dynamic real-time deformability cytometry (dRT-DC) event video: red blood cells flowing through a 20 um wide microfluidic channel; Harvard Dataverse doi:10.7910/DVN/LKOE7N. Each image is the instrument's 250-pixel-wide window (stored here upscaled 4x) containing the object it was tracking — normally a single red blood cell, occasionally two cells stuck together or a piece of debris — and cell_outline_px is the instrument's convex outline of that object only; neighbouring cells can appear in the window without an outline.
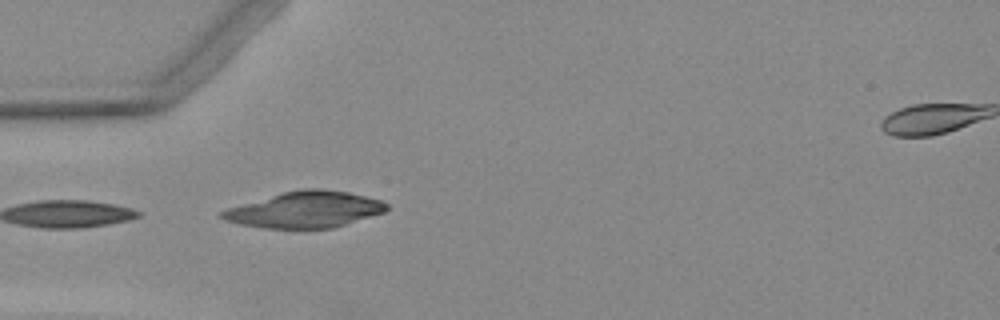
{"species": "Egyptian fruit bat (a non-hibernating species)", "species_latin": "Rousettus aegyptiacus", "temperature_condition": "warm", "stored_images_in_passage": 2, "segment_of_instrument_passage": [1, 2], "camera_frame_rate_fps": 3000, "um_per_image_px": 0.085, "animal": {"sex": "female"}, "frame": {"image": 1, "passage_image": 1, "time_ms": 0.0, "image_size_px": [1000, 320], "cell_outline_px": [[388, 208], [384, 212], [332, 228], [264, 228], [240, 224], [224, 220], [220, 216], [220, 212], [228, 208], [284, 192], [304, 188], [320, 188], [348, 192], [380, 200], [388, 204]], "centroid_in_image_um": [25.93, 17.82], "position_along_channel_um": 59.1, "area_um2": 34.22}}